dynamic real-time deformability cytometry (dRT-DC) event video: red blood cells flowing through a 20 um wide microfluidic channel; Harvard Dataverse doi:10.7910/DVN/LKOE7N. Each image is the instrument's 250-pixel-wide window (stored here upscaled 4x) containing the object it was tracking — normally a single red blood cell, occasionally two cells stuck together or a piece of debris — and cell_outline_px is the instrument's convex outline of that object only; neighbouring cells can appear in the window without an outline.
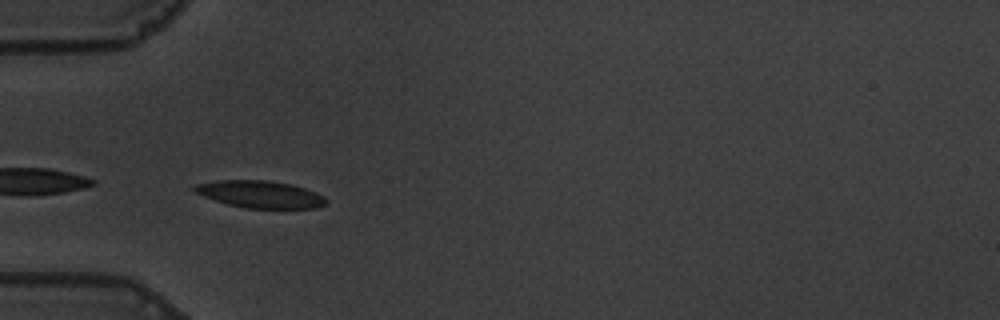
{"species": "common noctule bat (a hibernating species)", "species_latin": "Nyctalus noctula", "temperature_condition": "warm", "stored_images_in_passage": 31, "camera_frame_rate_fps": 3000, "um_per_image_px": 0.085, "animal": {"sex": "male", "body_mass_g": 19.5, "forearm_length_mm": 54.6}, "frame": {"image": 1, "passage_image": 1, "time_ms": 0.0, "image_size_px": [1000, 320], "cell_outline_px": [[328, 200], [324, 204], [316, 208], [244, 208], [228, 204], [204, 196], [196, 192], [192, 188], [196, 184], [220, 180], [268, 180], [292, 184], [316, 192], [324, 196]], "centroid_in_image_um": [22.14, 16.51], "position_along_channel_um": 62.9, "area_um2": 20.69}, "authors_computed_cell_mechanics": {"area_um2": 20.8658, "velocity_mm_per_s": 3.5374, "shape_relaxation_time_tau1_ms": 3.8976, "shape_relaxation_time_tau2_ms": 1.3864, "deformation_change_tau1": 0.1199, "deformation_change_tau2": 0.0593}}